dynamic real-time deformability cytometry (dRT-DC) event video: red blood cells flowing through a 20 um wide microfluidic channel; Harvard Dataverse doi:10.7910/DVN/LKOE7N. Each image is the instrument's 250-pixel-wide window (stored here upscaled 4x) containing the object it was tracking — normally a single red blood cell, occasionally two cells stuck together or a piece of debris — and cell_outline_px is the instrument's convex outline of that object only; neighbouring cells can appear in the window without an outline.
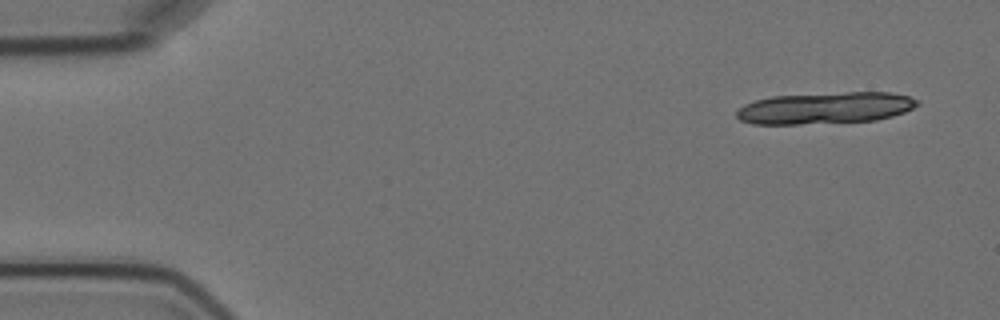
{"species": "Egyptian fruit bat (a non-hibernating species)", "species_latin": "Rousettus aegyptiacus", "temperature_condition": "cold", "stored_images_in_passage": 5, "camera_frame_rate_fps": 3000, "um_per_image_px": 0.085, "animal": {"sex": "female"}, "frame": {"image": 1, "passage_image": 1, "time_ms": 0.0, "image_size_px": [1000, 320], "cell_outline_px": [[920, 104], [904, 112], [892, 116], [876, 120], [800, 124], [752, 124], [740, 120], [736, 116], [736, 112], [744, 104], [756, 100], [772, 96], [848, 92], [888, 92], [908, 96], [920, 100]], "centroid_in_image_um": [70.15, 9.18], "position_along_channel_um": 14.8, "area_um2": 33.29}}
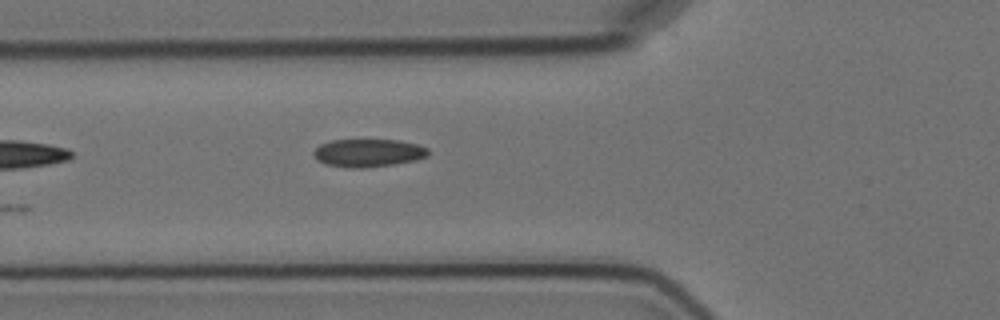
{"frame": {"image": 2, "passage_image": 5, "time_ms": 5.667, "image_size_px": [1000, 320], "cell_outline_px": [[428, 156], [416, 160], [392, 164], [364, 168], [348, 168], [324, 164], [316, 160], [312, 152], [320, 144], [332, 140], [396, 140], [416, 144], [428, 148]], "centroid_in_image_um": [31.26, 13.0], "position_along_channel_um": 94.5, "area_um2": 18.67}}